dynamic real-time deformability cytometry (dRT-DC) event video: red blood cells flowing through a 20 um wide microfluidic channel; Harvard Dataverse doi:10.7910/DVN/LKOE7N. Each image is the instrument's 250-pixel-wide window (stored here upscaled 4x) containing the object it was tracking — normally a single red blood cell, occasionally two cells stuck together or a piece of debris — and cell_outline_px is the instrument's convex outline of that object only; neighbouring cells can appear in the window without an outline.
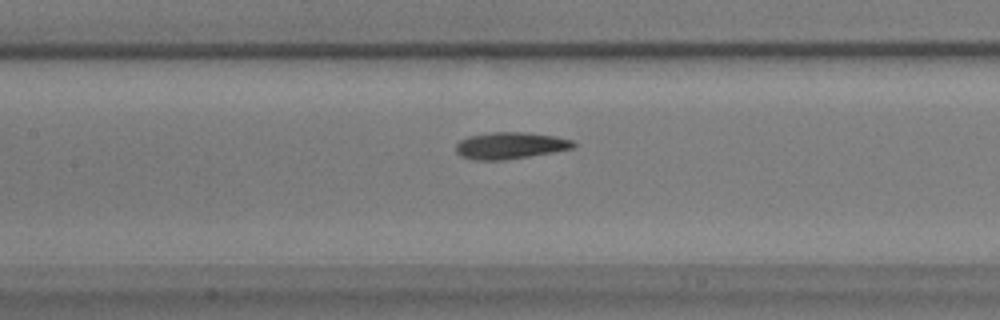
{"species": "common noctule bat (a hibernating species)", "species_latin": "Nyctalus noctula", "temperature_condition": "warm", "stored_images_in_passage": 34, "camera_frame_rate_fps": 3000, "um_per_image_px": 0.085, "animal": {"sex": "male", "body_mass_g": 17.9}, "frame": {"image": 1, "passage_image": 10, "time_ms": 3.0, "image_size_px": [1000, 320], "cell_outline_px": [[576, 144], [572, 148], [552, 152], [528, 156], [500, 160], [476, 160], [460, 156], [456, 152], [456, 144], [460, 140], [468, 136], [492, 132], [524, 132], [556, 136], [572, 140]], "centroid_in_image_um": [43.34, 12.36], "position_along_channel_um": 164.1, "area_um2": 18.15}}
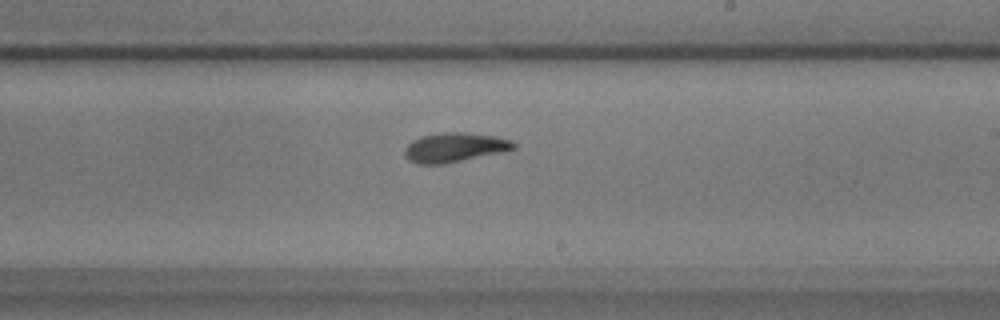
{"frame": {"image": 2, "passage_image": 17, "time_ms": 5.333, "image_size_px": [1000, 320], "cell_outline_px": [[516, 148], [504, 152], [444, 164], [416, 164], [408, 160], [404, 152], [404, 148], [412, 140], [420, 136], [440, 132], [464, 132], [496, 136], [512, 140], [516, 144]], "centroid_in_image_um": [38.64, 12.53], "position_along_channel_um": 250.4, "area_um2": 18.96}}
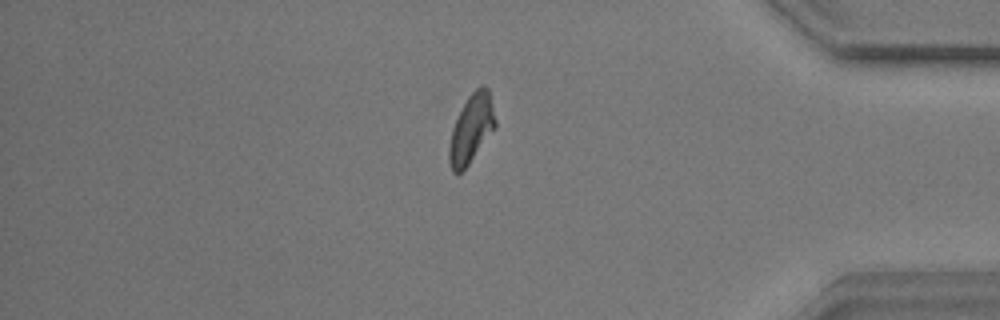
{"frame": {"image": 3, "passage_image": 31, "time_ms": 10.0, "image_size_px": [1000, 320], "cell_outline_px": [[496, 128], [468, 164], [456, 176], [452, 172], [448, 160], [448, 148], [452, 128], [468, 96], [480, 84], [484, 84], [488, 88], [496, 120]], "centroid_in_image_um": [40.06, 10.95], "position_along_channel_um": 395.1, "area_um2": 18.44}}